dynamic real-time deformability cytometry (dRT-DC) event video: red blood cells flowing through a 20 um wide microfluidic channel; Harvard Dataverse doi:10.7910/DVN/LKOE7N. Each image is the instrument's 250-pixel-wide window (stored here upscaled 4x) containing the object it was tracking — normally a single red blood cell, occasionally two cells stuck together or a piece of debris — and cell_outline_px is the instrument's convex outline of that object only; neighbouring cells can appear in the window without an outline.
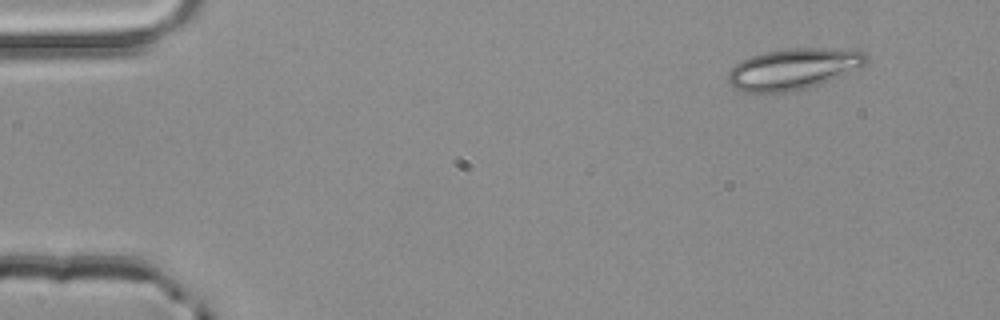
{"species": "common noctule bat (a hibernating species)", "species_latin": "Nyctalus noctula", "temperature_condition": "room temperature", "stored_images_in_passage": 3, "camera_frame_rate_fps": 3000, "um_per_image_px": 0.085, "animal": {"sex": "male", "body_mass_g": 20.4}, "frame": {"image": 1, "passage_image": 1, "time_ms": 0.0, "image_size_px": [1000, 320], "cell_outline_px": [[868, 60], [860, 68], [820, 84], [804, 88], [784, 92], [744, 92], [736, 88], [728, 80], [728, 72], [740, 60], [764, 52], [788, 48], [824, 48], [864, 52], [868, 56]], "centroid_in_image_um": [67.43, 5.85], "position_along_channel_um": 17.6, "area_um2": 32.66}}